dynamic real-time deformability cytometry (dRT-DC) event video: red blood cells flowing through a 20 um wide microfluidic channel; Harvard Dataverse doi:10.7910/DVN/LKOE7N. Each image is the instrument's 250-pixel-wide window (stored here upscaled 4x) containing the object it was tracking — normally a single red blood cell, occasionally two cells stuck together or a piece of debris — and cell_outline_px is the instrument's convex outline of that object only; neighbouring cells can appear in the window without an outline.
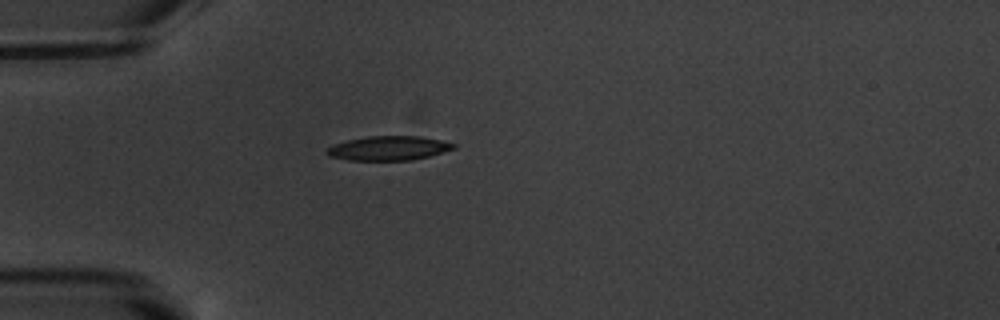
{"species": "common noctule bat (a hibernating species)", "species_latin": "Nyctalus noctula", "temperature_condition": "warm", "stored_images_in_passage": 2, "camera_frame_rate_fps": 3000, "um_per_image_px": 0.085, "animal": {"sex": "male", "body_mass_g": 20.1, "forearm_length_mm": 53.5}, "frame": {"image": 1, "passage_image": 1, "time_ms": 0.0, "image_size_px": [1000, 320], "cell_outline_px": [[456, 148], [444, 152], [412, 160], [348, 160], [328, 156], [324, 152], [332, 144], [348, 140], [368, 136], [420, 136], [440, 140], [456, 144]], "centroid_in_image_um": [33.01, 12.6], "position_along_channel_um": 52.0, "area_um2": 17.98}}